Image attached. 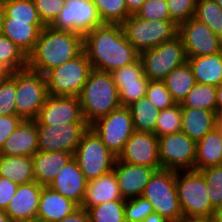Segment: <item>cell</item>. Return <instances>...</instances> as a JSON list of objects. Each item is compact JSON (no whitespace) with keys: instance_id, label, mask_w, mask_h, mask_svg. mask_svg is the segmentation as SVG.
I'll use <instances>...</instances> for the list:
<instances>
[{"instance_id":"3","label":"cell","mask_w":222,"mask_h":222,"mask_svg":"<svg viewBox=\"0 0 222 222\" xmlns=\"http://www.w3.org/2000/svg\"><path fill=\"white\" fill-rule=\"evenodd\" d=\"M78 98L89 125L121 107L117 86L105 71L92 69Z\"/></svg>"},{"instance_id":"23","label":"cell","mask_w":222,"mask_h":222,"mask_svg":"<svg viewBox=\"0 0 222 222\" xmlns=\"http://www.w3.org/2000/svg\"><path fill=\"white\" fill-rule=\"evenodd\" d=\"M116 200L125 199L121 195L115 172L112 170L87 182L85 196L80 208L88 210L92 206Z\"/></svg>"},{"instance_id":"7","label":"cell","mask_w":222,"mask_h":222,"mask_svg":"<svg viewBox=\"0 0 222 222\" xmlns=\"http://www.w3.org/2000/svg\"><path fill=\"white\" fill-rule=\"evenodd\" d=\"M121 26L126 39L139 53L178 35V26L173 21H152L135 14H131Z\"/></svg>"},{"instance_id":"12","label":"cell","mask_w":222,"mask_h":222,"mask_svg":"<svg viewBox=\"0 0 222 222\" xmlns=\"http://www.w3.org/2000/svg\"><path fill=\"white\" fill-rule=\"evenodd\" d=\"M160 166L172 171L194 170L196 141L179 131L158 137Z\"/></svg>"},{"instance_id":"9","label":"cell","mask_w":222,"mask_h":222,"mask_svg":"<svg viewBox=\"0 0 222 222\" xmlns=\"http://www.w3.org/2000/svg\"><path fill=\"white\" fill-rule=\"evenodd\" d=\"M73 158L86 180L91 181L112 171L117 157L89 127L83 134Z\"/></svg>"},{"instance_id":"43","label":"cell","mask_w":222,"mask_h":222,"mask_svg":"<svg viewBox=\"0 0 222 222\" xmlns=\"http://www.w3.org/2000/svg\"><path fill=\"white\" fill-rule=\"evenodd\" d=\"M135 15L152 21H171L167 0H146Z\"/></svg>"},{"instance_id":"28","label":"cell","mask_w":222,"mask_h":222,"mask_svg":"<svg viewBox=\"0 0 222 222\" xmlns=\"http://www.w3.org/2000/svg\"><path fill=\"white\" fill-rule=\"evenodd\" d=\"M222 165V136L217 127L196 142L194 170Z\"/></svg>"},{"instance_id":"8","label":"cell","mask_w":222,"mask_h":222,"mask_svg":"<svg viewBox=\"0 0 222 222\" xmlns=\"http://www.w3.org/2000/svg\"><path fill=\"white\" fill-rule=\"evenodd\" d=\"M143 72L149 80L163 81L175 68L187 62L183 40L179 35L155 48L139 53Z\"/></svg>"},{"instance_id":"59","label":"cell","mask_w":222,"mask_h":222,"mask_svg":"<svg viewBox=\"0 0 222 222\" xmlns=\"http://www.w3.org/2000/svg\"><path fill=\"white\" fill-rule=\"evenodd\" d=\"M216 127L219 129L222 136V115L218 116V121Z\"/></svg>"},{"instance_id":"19","label":"cell","mask_w":222,"mask_h":222,"mask_svg":"<svg viewBox=\"0 0 222 222\" xmlns=\"http://www.w3.org/2000/svg\"><path fill=\"white\" fill-rule=\"evenodd\" d=\"M158 169L161 168L125 163L116 158L113 170L123 199L142 196L145 186Z\"/></svg>"},{"instance_id":"56","label":"cell","mask_w":222,"mask_h":222,"mask_svg":"<svg viewBox=\"0 0 222 222\" xmlns=\"http://www.w3.org/2000/svg\"><path fill=\"white\" fill-rule=\"evenodd\" d=\"M9 216L7 215V213L5 212V210L0 209V222H9Z\"/></svg>"},{"instance_id":"60","label":"cell","mask_w":222,"mask_h":222,"mask_svg":"<svg viewBox=\"0 0 222 222\" xmlns=\"http://www.w3.org/2000/svg\"><path fill=\"white\" fill-rule=\"evenodd\" d=\"M222 8V0H214Z\"/></svg>"},{"instance_id":"46","label":"cell","mask_w":222,"mask_h":222,"mask_svg":"<svg viewBox=\"0 0 222 222\" xmlns=\"http://www.w3.org/2000/svg\"><path fill=\"white\" fill-rule=\"evenodd\" d=\"M39 17L45 26H50L65 5V0H33Z\"/></svg>"},{"instance_id":"18","label":"cell","mask_w":222,"mask_h":222,"mask_svg":"<svg viewBox=\"0 0 222 222\" xmlns=\"http://www.w3.org/2000/svg\"><path fill=\"white\" fill-rule=\"evenodd\" d=\"M125 163L161 168L158 151V137L150 132L135 131L117 157Z\"/></svg>"},{"instance_id":"57","label":"cell","mask_w":222,"mask_h":222,"mask_svg":"<svg viewBox=\"0 0 222 222\" xmlns=\"http://www.w3.org/2000/svg\"><path fill=\"white\" fill-rule=\"evenodd\" d=\"M3 18H4V9L2 3H0V35L2 34Z\"/></svg>"},{"instance_id":"2","label":"cell","mask_w":222,"mask_h":222,"mask_svg":"<svg viewBox=\"0 0 222 222\" xmlns=\"http://www.w3.org/2000/svg\"><path fill=\"white\" fill-rule=\"evenodd\" d=\"M83 51V35L45 26L33 51L28 55V68L46 75L53 68L72 60Z\"/></svg>"},{"instance_id":"14","label":"cell","mask_w":222,"mask_h":222,"mask_svg":"<svg viewBox=\"0 0 222 222\" xmlns=\"http://www.w3.org/2000/svg\"><path fill=\"white\" fill-rule=\"evenodd\" d=\"M88 123H67L59 125H37L38 151H64L74 155Z\"/></svg>"},{"instance_id":"13","label":"cell","mask_w":222,"mask_h":222,"mask_svg":"<svg viewBox=\"0 0 222 222\" xmlns=\"http://www.w3.org/2000/svg\"><path fill=\"white\" fill-rule=\"evenodd\" d=\"M92 0H65V5L50 27L54 30L72 31L86 35L102 25Z\"/></svg>"},{"instance_id":"48","label":"cell","mask_w":222,"mask_h":222,"mask_svg":"<svg viewBox=\"0 0 222 222\" xmlns=\"http://www.w3.org/2000/svg\"><path fill=\"white\" fill-rule=\"evenodd\" d=\"M17 187L18 184L0 176V209L6 210L10 200L16 193Z\"/></svg>"},{"instance_id":"33","label":"cell","mask_w":222,"mask_h":222,"mask_svg":"<svg viewBox=\"0 0 222 222\" xmlns=\"http://www.w3.org/2000/svg\"><path fill=\"white\" fill-rule=\"evenodd\" d=\"M216 86L196 83L180 103L182 108H196L216 113Z\"/></svg>"},{"instance_id":"40","label":"cell","mask_w":222,"mask_h":222,"mask_svg":"<svg viewBox=\"0 0 222 222\" xmlns=\"http://www.w3.org/2000/svg\"><path fill=\"white\" fill-rule=\"evenodd\" d=\"M210 197L212 206L217 209L222 205V165L200 170Z\"/></svg>"},{"instance_id":"37","label":"cell","mask_w":222,"mask_h":222,"mask_svg":"<svg viewBox=\"0 0 222 222\" xmlns=\"http://www.w3.org/2000/svg\"><path fill=\"white\" fill-rule=\"evenodd\" d=\"M91 222H126L125 200L104 202L88 210Z\"/></svg>"},{"instance_id":"11","label":"cell","mask_w":222,"mask_h":222,"mask_svg":"<svg viewBox=\"0 0 222 222\" xmlns=\"http://www.w3.org/2000/svg\"><path fill=\"white\" fill-rule=\"evenodd\" d=\"M89 127L116 157L135 132L131 112L128 107L122 106L97 119Z\"/></svg>"},{"instance_id":"50","label":"cell","mask_w":222,"mask_h":222,"mask_svg":"<svg viewBox=\"0 0 222 222\" xmlns=\"http://www.w3.org/2000/svg\"><path fill=\"white\" fill-rule=\"evenodd\" d=\"M146 0H126L127 9L131 14H135L136 11L142 6Z\"/></svg>"},{"instance_id":"62","label":"cell","mask_w":222,"mask_h":222,"mask_svg":"<svg viewBox=\"0 0 222 222\" xmlns=\"http://www.w3.org/2000/svg\"><path fill=\"white\" fill-rule=\"evenodd\" d=\"M8 1H12V0H0V3H5V2H8Z\"/></svg>"},{"instance_id":"54","label":"cell","mask_w":222,"mask_h":222,"mask_svg":"<svg viewBox=\"0 0 222 222\" xmlns=\"http://www.w3.org/2000/svg\"><path fill=\"white\" fill-rule=\"evenodd\" d=\"M11 74V71L0 63V83L4 82Z\"/></svg>"},{"instance_id":"58","label":"cell","mask_w":222,"mask_h":222,"mask_svg":"<svg viewBox=\"0 0 222 222\" xmlns=\"http://www.w3.org/2000/svg\"><path fill=\"white\" fill-rule=\"evenodd\" d=\"M9 222H39L37 219H18L10 220Z\"/></svg>"},{"instance_id":"47","label":"cell","mask_w":222,"mask_h":222,"mask_svg":"<svg viewBox=\"0 0 222 222\" xmlns=\"http://www.w3.org/2000/svg\"><path fill=\"white\" fill-rule=\"evenodd\" d=\"M23 119L17 115L0 116V150L5 140L21 124Z\"/></svg>"},{"instance_id":"30","label":"cell","mask_w":222,"mask_h":222,"mask_svg":"<svg viewBox=\"0 0 222 222\" xmlns=\"http://www.w3.org/2000/svg\"><path fill=\"white\" fill-rule=\"evenodd\" d=\"M0 176L6 177L18 185L34 182L32 158L0 155Z\"/></svg>"},{"instance_id":"17","label":"cell","mask_w":222,"mask_h":222,"mask_svg":"<svg viewBox=\"0 0 222 222\" xmlns=\"http://www.w3.org/2000/svg\"><path fill=\"white\" fill-rule=\"evenodd\" d=\"M110 74L117 86L119 101L122 107H128L133 102L146 96L149 79L143 72L140 59L122 68H118Z\"/></svg>"},{"instance_id":"39","label":"cell","mask_w":222,"mask_h":222,"mask_svg":"<svg viewBox=\"0 0 222 222\" xmlns=\"http://www.w3.org/2000/svg\"><path fill=\"white\" fill-rule=\"evenodd\" d=\"M3 19L12 21H42L33 0H12L2 4Z\"/></svg>"},{"instance_id":"6","label":"cell","mask_w":222,"mask_h":222,"mask_svg":"<svg viewBox=\"0 0 222 222\" xmlns=\"http://www.w3.org/2000/svg\"><path fill=\"white\" fill-rule=\"evenodd\" d=\"M16 114L23 120H36L49 96L45 75L29 68L15 71Z\"/></svg>"},{"instance_id":"26","label":"cell","mask_w":222,"mask_h":222,"mask_svg":"<svg viewBox=\"0 0 222 222\" xmlns=\"http://www.w3.org/2000/svg\"><path fill=\"white\" fill-rule=\"evenodd\" d=\"M31 158L35 181L42 186H49L60 169L73 158V154L64 151H37Z\"/></svg>"},{"instance_id":"42","label":"cell","mask_w":222,"mask_h":222,"mask_svg":"<svg viewBox=\"0 0 222 222\" xmlns=\"http://www.w3.org/2000/svg\"><path fill=\"white\" fill-rule=\"evenodd\" d=\"M146 97L158 110H164L176 104L164 81L149 80Z\"/></svg>"},{"instance_id":"5","label":"cell","mask_w":222,"mask_h":222,"mask_svg":"<svg viewBox=\"0 0 222 222\" xmlns=\"http://www.w3.org/2000/svg\"><path fill=\"white\" fill-rule=\"evenodd\" d=\"M142 197L148 200L154 212L169 222H180L183 213L176 191V171L158 169L145 186Z\"/></svg>"},{"instance_id":"31","label":"cell","mask_w":222,"mask_h":222,"mask_svg":"<svg viewBox=\"0 0 222 222\" xmlns=\"http://www.w3.org/2000/svg\"><path fill=\"white\" fill-rule=\"evenodd\" d=\"M163 81L176 103H181L196 84L188 62L172 70Z\"/></svg>"},{"instance_id":"29","label":"cell","mask_w":222,"mask_h":222,"mask_svg":"<svg viewBox=\"0 0 222 222\" xmlns=\"http://www.w3.org/2000/svg\"><path fill=\"white\" fill-rule=\"evenodd\" d=\"M196 83L219 86L222 83V52L199 57H187Z\"/></svg>"},{"instance_id":"36","label":"cell","mask_w":222,"mask_h":222,"mask_svg":"<svg viewBox=\"0 0 222 222\" xmlns=\"http://www.w3.org/2000/svg\"><path fill=\"white\" fill-rule=\"evenodd\" d=\"M194 18L218 36L222 33V8L214 0H197Z\"/></svg>"},{"instance_id":"32","label":"cell","mask_w":222,"mask_h":222,"mask_svg":"<svg viewBox=\"0 0 222 222\" xmlns=\"http://www.w3.org/2000/svg\"><path fill=\"white\" fill-rule=\"evenodd\" d=\"M128 108L132 115L134 130L137 132H150L154 134L156 120L160 110H158L146 96L133 102Z\"/></svg>"},{"instance_id":"34","label":"cell","mask_w":222,"mask_h":222,"mask_svg":"<svg viewBox=\"0 0 222 222\" xmlns=\"http://www.w3.org/2000/svg\"><path fill=\"white\" fill-rule=\"evenodd\" d=\"M0 63L11 72L28 68V56L2 34L0 35Z\"/></svg>"},{"instance_id":"1","label":"cell","mask_w":222,"mask_h":222,"mask_svg":"<svg viewBox=\"0 0 222 222\" xmlns=\"http://www.w3.org/2000/svg\"><path fill=\"white\" fill-rule=\"evenodd\" d=\"M83 48L92 69L111 73L139 59L121 24L103 23L83 36Z\"/></svg>"},{"instance_id":"61","label":"cell","mask_w":222,"mask_h":222,"mask_svg":"<svg viewBox=\"0 0 222 222\" xmlns=\"http://www.w3.org/2000/svg\"><path fill=\"white\" fill-rule=\"evenodd\" d=\"M219 40H220V46H221V49H222V33L219 35Z\"/></svg>"},{"instance_id":"27","label":"cell","mask_w":222,"mask_h":222,"mask_svg":"<svg viewBox=\"0 0 222 222\" xmlns=\"http://www.w3.org/2000/svg\"><path fill=\"white\" fill-rule=\"evenodd\" d=\"M217 121L218 115L213 111L182 108L181 131L197 142L216 127Z\"/></svg>"},{"instance_id":"21","label":"cell","mask_w":222,"mask_h":222,"mask_svg":"<svg viewBox=\"0 0 222 222\" xmlns=\"http://www.w3.org/2000/svg\"><path fill=\"white\" fill-rule=\"evenodd\" d=\"M43 186L36 181L20 184L5 212L10 220L37 219L39 198Z\"/></svg>"},{"instance_id":"22","label":"cell","mask_w":222,"mask_h":222,"mask_svg":"<svg viewBox=\"0 0 222 222\" xmlns=\"http://www.w3.org/2000/svg\"><path fill=\"white\" fill-rule=\"evenodd\" d=\"M38 132L35 120H23L5 140L0 155L32 157L38 151Z\"/></svg>"},{"instance_id":"52","label":"cell","mask_w":222,"mask_h":222,"mask_svg":"<svg viewBox=\"0 0 222 222\" xmlns=\"http://www.w3.org/2000/svg\"><path fill=\"white\" fill-rule=\"evenodd\" d=\"M141 222H169L163 216L159 215L156 212L149 214L146 218H144Z\"/></svg>"},{"instance_id":"16","label":"cell","mask_w":222,"mask_h":222,"mask_svg":"<svg viewBox=\"0 0 222 222\" xmlns=\"http://www.w3.org/2000/svg\"><path fill=\"white\" fill-rule=\"evenodd\" d=\"M36 125L87 123L83 117L79 98L76 96L49 95L40 109Z\"/></svg>"},{"instance_id":"24","label":"cell","mask_w":222,"mask_h":222,"mask_svg":"<svg viewBox=\"0 0 222 222\" xmlns=\"http://www.w3.org/2000/svg\"><path fill=\"white\" fill-rule=\"evenodd\" d=\"M79 206L49 186H43L37 220L39 222H56L71 215Z\"/></svg>"},{"instance_id":"35","label":"cell","mask_w":222,"mask_h":222,"mask_svg":"<svg viewBox=\"0 0 222 222\" xmlns=\"http://www.w3.org/2000/svg\"><path fill=\"white\" fill-rule=\"evenodd\" d=\"M92 2L102 23L122 24L131 15L126 0H92Z\"/></svg>"},{"instance_id":"53","label":"cell","mask_w":222,"mask_h":222,"mask_svg":"<svg viewBox=\"0 0 222 222\" xmlns=\"http://www.w3.org/2000/svg\"><path fill=\"white\" fill-rule=\"evenodd\" d=\"M180 222H215L214 217L183 218Z\"/></svg>"},{"instance_id":"44","label":"cell","mask_w":222,"mask_h":222,"mask_svg":"<svg viewBox=\"0 0 222 222\" xmlns=\"http://www.w3.org/2000/svg\"><path fill=\"white\" fill-rule=\"evenodd\" d=\"M153 212V205L142 196L125 200L126 222H141Z\"/></svg>"},{"instance_id":"45","label":"cell","mask_w":222,"mask_h":222,"mask_svg":"<svg viewBox=\"0 0 222 222\" xmlns=\"http://www.w3.org/2000/svg\"><path fill=\"white\" fill-rule=\"evenodd\" d=\"M168 10L177 26L194 17L197 0H167Z\"/></svg>"},{"instance_id":"15","label":"cell","mask_w":222,"mask_h":222,"mask_svg":"<svg viewBox=\"0 0 222 222\" xmlns=\"http://www.w3.org/2000/svg\"><path fill=\"white\" fill-rule=\"evenodd\" d=\"M187 57H199L222 52L219 36L201 21L192 17L178 26Z\"/></svg>"},{"instance_id":"51","label":"cell","mask_w":222,"mask_h":222,"mask_svg":"<svg viewBox=\"0 0 222 222\" xmlns=\"http://www.w3.org/2000/svg\"><path fill=\"white\" fill-rule=\"evenodd\" d=\"M216 114L218 116L222 115V83L219 86H216Z\"/></svg>"},{"instance_id":"20","label":"cell","mask_w":222,"mask_h":222,"mask_svg":"<svg viewBox=\"0 0 222 222\" xmlns=\"http://www.w3.org/2000/svg\"><path fill=\"white\" fill-rule=\"evenodd\" d=\"M87 182L77 161L72 158L60 169L49 187L80 207L85 196Z\"/></svg>"},{"instance_id":"38","label":"cell","mask_w":222,"mask_h":222,"mask_svg":"<svg viewBox=\"0 0 222 222\" xmlns=\"http://www.w3.org/2000/svg\"><path fill=\"white\" fill-rule=\"evenodd\" d=\"M182 127V106L176 103L170 108L160 110L156 120L154 134L157 137L181 131Z\"/></svg>"},{"instance_id":"10","label":"cell","mask_w":222,"mask_h":222,"mask_svg":"<svg viewBox=\"0 0 222 222\" xmlns=\"http://www.w3.org/2000/svg\"><path fill=\"white\" fill-rule=\"evenodd\" d=\"M92 66L85 52L50 70L46 75L49 95L78 97Z\"/></svg>"},{"instance_id":"4","label":"cell","mask_w":222,"mask_h":222,"mask_svg":"<svg viewBox=\"0 0 222 222\" xmlns=\"http://www.w3.org/2000/svg\"><path fill=\"white\" fill-rule=\"evenodd\" d=\"M176 191L183 218L214 217L216 209L200 171H176Z\"/></svg>"},{"instance_id":"49","label":"cell","mask_w":222,"mask_h":222,"mask_svg":"<svg viewBox=\"0 0 222 222\" xmlns=\"http://www.w3.org/2000/svg\"><path fill=\"white\" fill-rule=\"evenodd\" d=\"M56 222H91V220L88 211L79 207L71 215Z\"/></svg>"},{"instance_id":"25","label":"cell","mask_w":222,"mask_h":222,"mask_svg":"<svg viewBox=\"0 0 222 222\" xmlns=\"http://www.w3.org/2000/svg\"><path fill=\"white\" fill-rule=\"evenodd\" d=\"M42 21H12L3 19L2 35L8 37L27 56L33 51L41 30Z\"/></svg>"},{"instance_id":"41","label":"cell","mask_w":222,"mask_h":222,"mask_svg":"<svg viewBox=\"0 0 222 222\" xmlns=\"http://www.w3.org/2000/svg\"><path fill=\"white\" fill-rule=\"evenodd\" d=\"M15 72L0 83V116L16 114Z\"/></svg>"},{"instance_id":"55","label":"cell","mask_w":222,"mask_h":222,"mask_svg":"<svg viewBox=\"0 0 222 222\" xmlns=\"http://www.w3.org/2000/svg\"><path fill=\"white\" fill-rule=\"evenodd\" d=\"M214 218L215 222H222V205L216 209Z\"/></svg>"}]
</instances>
